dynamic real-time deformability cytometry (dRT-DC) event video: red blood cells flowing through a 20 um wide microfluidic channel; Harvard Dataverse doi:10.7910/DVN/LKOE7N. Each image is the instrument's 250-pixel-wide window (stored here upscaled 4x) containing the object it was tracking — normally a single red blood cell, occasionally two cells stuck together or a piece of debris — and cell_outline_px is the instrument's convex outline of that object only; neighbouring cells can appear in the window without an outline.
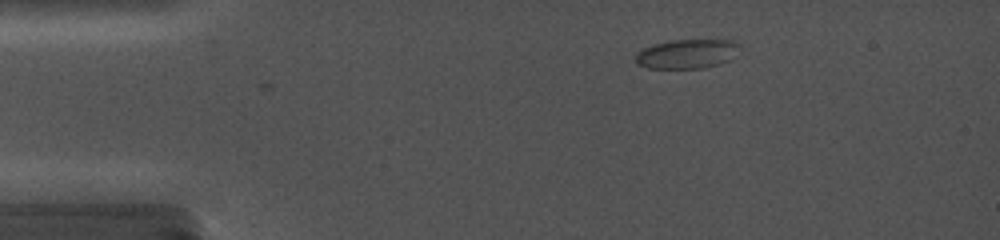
{"species": "common noctule bat (a hibernating species)", "species_latin": "Nyctalus noctula", "temperature_condition": "cold", "stored_images_in_passage": 32, "camera_frame_rate_fps": 5000, "um_per_image_px": 0.085, "animal": {"sex": "female", "body_mass_g": 19.0, "forearm_length_mm": 56.7}, "frame": {"image": 1, "passage_image": 1, "time_ms": 0.0, "image_size_px": [1000, 240], "cell_outline_px": [[740, 44], [728, 60], [720, 64], [704, 68], [648, 68], [636, 64], [636, 52], [652, 44], [672, 40], [732, 40]], "centroid_in_image_um": [58.33, 4.58], "position_along_channel_um": 26.7, "area_um2": 17.57}}
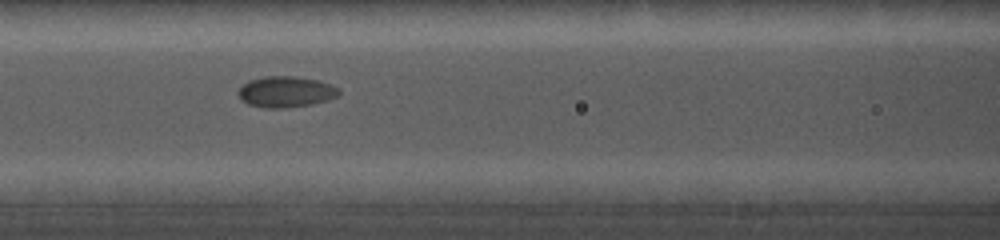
{"frame": {"image": 2, "passage_image": 14, "time_ms": 5.2, "image_size_px": [1000, 240], "cell_outline_px": [[340, 92], [336, 96], [328, 100], [312, 104], [284, 108], [264, 108], [248, 104], [240, 100], [236, 92], [248, 80], [264, 76], [296, 76], [320, 80], [340, 88]], "centroid_in_image_um": [24.28, 7.8], "position_along_channel_um": 142.3, "area_um2": 18.44}}
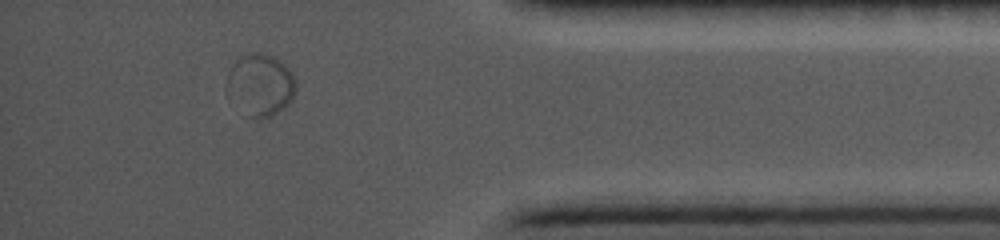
{"frame": {"image": 3, "passage_image": 29, "time_ms": 13.4, "image_size_px": [1000, 240], "cell_outline_px": [[296, 92], [292, 100], [284, 108], [268, 116], [256, 120], [248, 116], [224, 88], [228, 72], [232, 64], [240, 56], [248, 52], [260, 52], [272, 56], [280, 60], [288, 68], [296, 80]], "centroid_in_image_um": [22.13, 7.18], "position_along_channel_um": 413.1, "area_um2": 25.09}}